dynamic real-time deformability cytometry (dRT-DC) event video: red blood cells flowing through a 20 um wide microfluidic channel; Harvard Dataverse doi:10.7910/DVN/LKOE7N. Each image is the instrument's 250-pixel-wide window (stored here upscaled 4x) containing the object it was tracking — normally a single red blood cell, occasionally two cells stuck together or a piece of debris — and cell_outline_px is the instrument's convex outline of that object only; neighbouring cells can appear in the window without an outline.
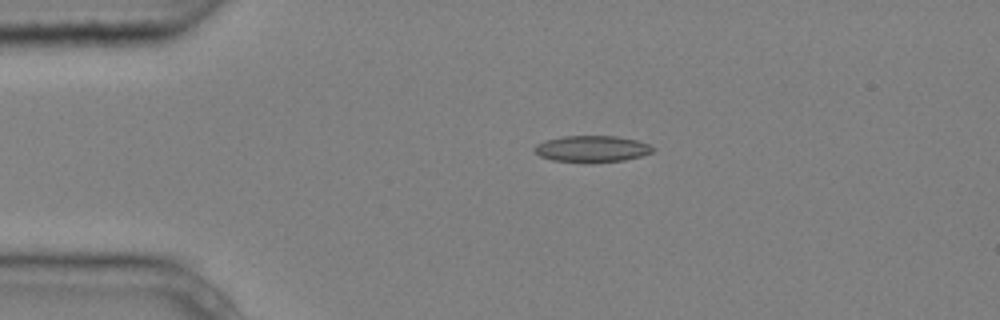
{"species": "common noctule bat (a hibernating species)", "species_latin": "Nyctalus noctula", "temperature_condition": "cold", "stored_images_in_passage": 3, "camera_frame_rate_fps": 3000, "um_per_image_px": 0.085, "animal": {"sex": "male", "body_mass_g": 20.4}, "frame": {"image": 1, "passage_image": 2, "time_ms": 0.333, "image_size_px": [1000, 320], "cell_outline_px": [[656, 148], [652, 152], [640, 156], [624, 160], [552, 160], [540, 156], [532, 148], [536, 144], [544, 140], [564, 136], [616, 136], [636, 140], [648, 144]], "centroid_in_image_um": [50.3, 12.61], "position_along_channel_um": 34.7, "area_um2": 17.51}}